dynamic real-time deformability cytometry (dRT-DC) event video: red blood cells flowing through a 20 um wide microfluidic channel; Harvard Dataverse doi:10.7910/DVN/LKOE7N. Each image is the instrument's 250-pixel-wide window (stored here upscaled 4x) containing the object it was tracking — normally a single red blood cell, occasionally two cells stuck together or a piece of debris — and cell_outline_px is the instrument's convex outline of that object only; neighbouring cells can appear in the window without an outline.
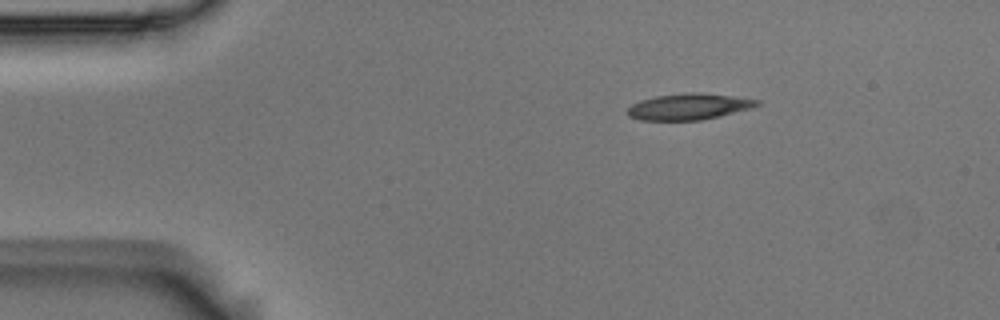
{"species": "Egyptian fruit bat (a non-hibernating species)", "species_latin": "Rousettus aegyptiacus", "temperature_condition": "room temperature", "stored_images_in_passage": 3, "camera_frame_rate_fps": 3000, "um_per_image_px": 0.085, "animal": {"sex": "male"}, "frame": {"image": 1, "passage_image": 1, "time_ms": 0.0, "image_size_px": [1000, 320], "cell_outline_px": [[760, 104], [752, 108], [720, 116], [700, 120], [640, 120], [628, 116], [628, 108], [632, 104], [640, 100], [656, 96], [684, 92], [700, 92], [732, 96], [760, 100]], "centroid_in_image_um": [58.55, 9.05], "position_along_channel_um": 26.4, "area_um2": 19.83}}